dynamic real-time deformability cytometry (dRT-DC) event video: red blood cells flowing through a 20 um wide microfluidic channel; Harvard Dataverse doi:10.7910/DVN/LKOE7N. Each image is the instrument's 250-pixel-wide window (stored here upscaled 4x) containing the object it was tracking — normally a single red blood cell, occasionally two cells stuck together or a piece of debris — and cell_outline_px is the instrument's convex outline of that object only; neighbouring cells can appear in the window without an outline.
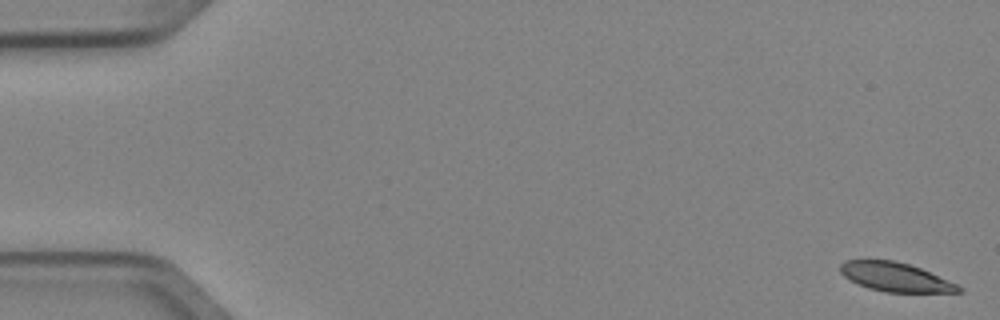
{"species": "Egyptian fruit bat (a non-hibernating species)", "species_latin": "Rousettus aegyptiacus", "temperature_condition": "cold", "stored_images_in_passage": 5, "camera_frame_rate_fps": 3000, "um_per_image_px": 0.085, "animal": {"sex": "female"}, "frame": {"image": 1, "passage_image": 1, "time_ms": 0.0, "image_size_px": [1000, 320], "cell_outline_px": [[964, 292], [884, 292], [868, 288], [844, 276], [840, 272], [840, 264], [844, 260], [896, 260], [920, 268], [956, 284], [964, 288]], "centroid_in_image_um": [76.11, 23.55], "position_along_channel_um": 8.9, "area_um2": 19.77}}
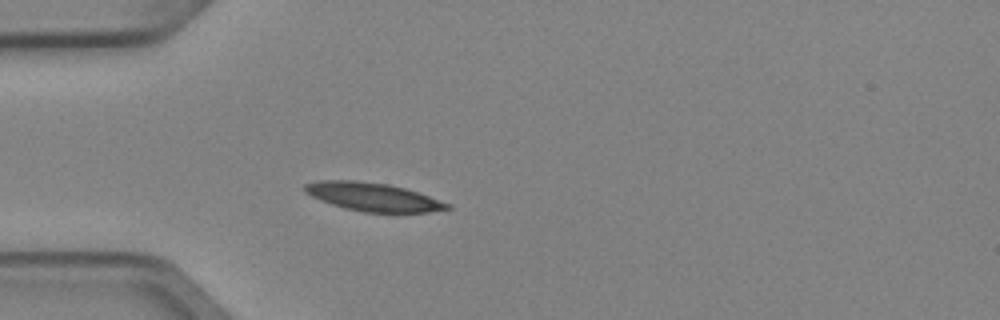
{"frame": {"image": 2, "passage_image": 5, "time_ms": 1.333, "image_size_px": [1000, 320], "cell_outline_px": [[452, 208], [428, 212], [364, 212], [344, 208], [320, 200], [304, 192], [304, 184], [320, 180], [356, 180], [388, 184], [404, 188], [452, 204]], "centroid_in_image_um": [31.69, 16.73], "position_along_channel_um": 53.3, "area_um2": 23.41}}